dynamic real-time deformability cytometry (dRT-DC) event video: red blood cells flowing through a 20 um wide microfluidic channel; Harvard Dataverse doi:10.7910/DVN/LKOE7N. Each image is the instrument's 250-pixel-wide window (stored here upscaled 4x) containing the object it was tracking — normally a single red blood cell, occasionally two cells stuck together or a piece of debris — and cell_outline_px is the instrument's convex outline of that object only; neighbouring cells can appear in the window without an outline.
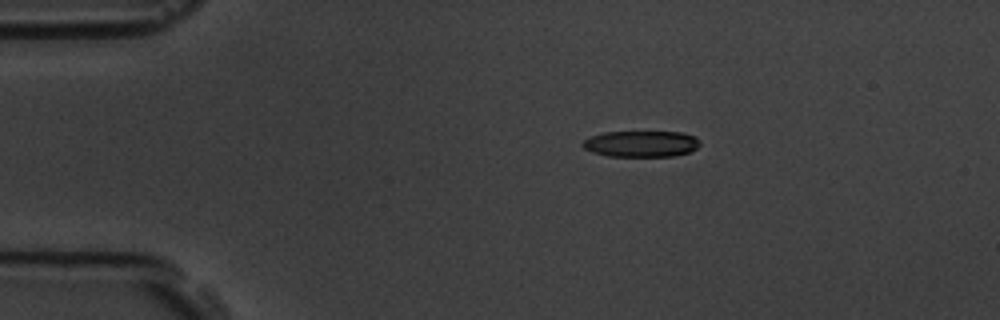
{"species": "common noctule bat (a hibernating species)", "species_latin": "Nyctalus noctula", "temperature_condition": "room temperature", "stored_images_in_passage": 7, "camera_frame_rate_fps": 3000, "um_per_image_px": 0.085, "animal": {"sex": "male", "body_mass_g": 19.5, "forearm_length_mm": 54.6}, "frame": {"image": 1, "passage_image": 4, "time_ms": 1.0, "image_size_px": [1000, 320], "cell_outline_px": [[700, 144], [696, 148], [688, 152], [672, 156], [608, 156], [592, 152], [584, 148], [580, 144], [584, 140], [592, 136], [604, 132], [684, 132], [696, 136], [700, 140]], "centroid_in_image_um": [54.51, 12.22], "position_along_channel_um": 30.5, "area_um2": 17.92}}
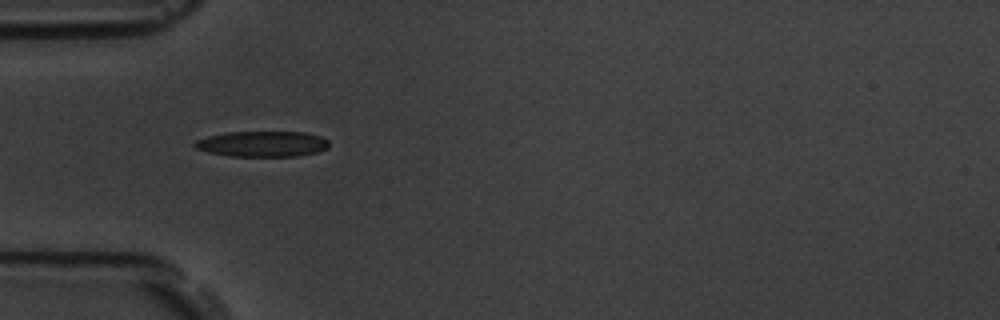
{"frame": {"image": 2, "passage_image": 6, "time_ms": 1.667, "image_size_px": [1000, 320], "cell_outline_px": [[328, 148], [320, 152], [300, 156], [232, 156], [208, 152], [196, 148], [192, 144], [196, 140], [208, 136], [228, 132], [304, 132], [320, 136], [328, 140]], "centroid_in_image_um": [22.33, 12.23], "position_along_channel_um": 62.7, "area_um2": 20.11}}
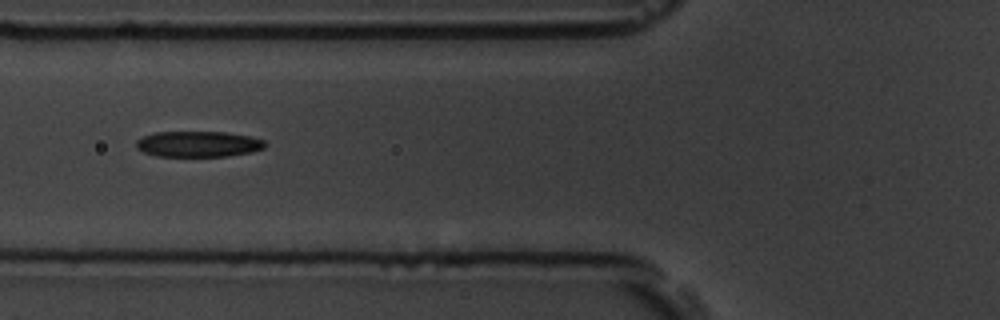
{"frame": {"image": 3, "passage_image": 7, "time_ms": 2.0, "image_size_px": [1000, 320], "cell_outline_px": [[268, 144], [264, 148], [252, 152], [228, 156], [156, 156], [144, 152], [136, 148], [136, 140], [144, 136], [156, 132], [224, 132], [252, 136], [264, 140]], "centroid_in_image_um": [16.89, 12.24], "position_along_channel_um": 108.9, "area_um2": 19.48}}